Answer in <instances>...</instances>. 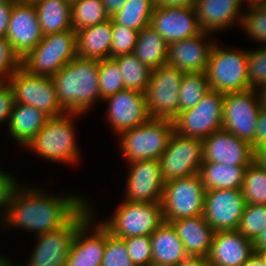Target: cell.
Wrapping results in <instances>:
<instances>
[{
    "instance_id": "6da1fadb",
    "label": "cell",
    "mask_w": 266,
    "mask_h": 266,
    "mask_svg": "<svg viewBox=\"0 0 266 266\" xmlns=\"http://www.w3.org/2000/svg\"><path fill=\"white\" fill-rule=\"evenodd\" d=\"M17 185L0 220L2 228L14 227L37 235L62 228L88 201L70 194L48 195L41 188Z\"/></svg>"
},
{
    "instance_id": "7a4b0ae2",
    "label": "cell",
    "mask_w": 266,
    "mask_h": 266,
    "mask_svg": "<svg viewBox=\"0 0 266 266\" xmlns=\"http://www.w3.org/2000/svg\"><path fill=\"white\" fill-rule=\"evenodd\" d=\"M98 69V60L77 56L52 77L58 101L67 113L82 116L101 100Z\"/></svg>"
},
{
    "instance_id": "3957f363",
    "label": "cell",
    "mask_w": 266,
    "mask_h": 266,
    "mask_svg": "<svg viewBox=\"0 0 266 266\" xmlns=\"http://www.w3.org/2000/svg\"><path fill=\"white\" fill-rule=\"evenodd\" d=\"M79 116L80 114L76 113H65L61 116L50 117L25 148L56 163L71 165L79 163L81 151L78 149L74 122Z\"/></svg>"
},
{
    "instance_id": "277c9868",
    "label": "cell",
    "mask_w": 266,
    "mask_h": 266,
    "mask_svg": "<svg viewBox=\"0 0 266 266\" xmlns=\"http://www.w3.org/2000/svg\"><path fill=\"white\" fill-rule=\"evenodd\" d=\"M223 47L215 43L209 56L206 74L210 89L224 95L249 90L248 49Z\"/></svg>"
},
{
    "instance_id": "5b68a950",
    "label": "cell",
    "mask_w": 266,
    "mask_h": 266,
    "mask_svg": "<svg viewBox=\"0 0 266 266\" xmlns=\"http://www.w3.org/2000/svg\"><path fill=\"white\" fill-rule=\"evenodd\" d=\"M75 57L77 35L72 29L43 36L36 47L21 59V66L33 75L53 77Z\"/></svg>"
},
{
    "instance_id": "8992f818",
    "label": "cell",
    "mask_w": 266,
    "mask_h": 266,
    "mask_svg": "<svg viewBox=\"0 0 266 266\" xmlns=\"http://www.w3.org/2000/svg\"><path fill=\"white\" fill-rule=\"evenodd\" d=\"M174 132L173 121L150 118L144 124L122 132L119 149L127 163L159 159Z\"/></svg>"
},
{
    "instance_id": "52a82bcc",
    "label": "cell",
    "mask_w": 266,
    "mask_h": 266,
    "mask_svg": "<svg viewBox=\"0 0 266 266\" xmlns=\"http://www.w3.org/2000/svg\"><path fill=\"white\" fill-rule=\"evenodd\" d=\"M110 217L99 222L119 239L150 236L164 222L161 203L123 200Z\"/></svg>"
},
{
    "instance_id": "ba28073f",
    "label": "cell",
    "mask_w": 266,
    "mask_h": 266,
    "mask_svg": "<svg viewBox=\"0 0 266 266\" xmlns=\"http://www.w3.org/2000/svg\"><path fill=\"white\" fill-rule=\"evenodd\" d=\"M91 205L87 202L62 228L37 235L36 246L25 266H66L77 229L93 214Z\"/></svg>"
},
{
    "instance_id": "9c48e42d",
    "label": "cell",
    "mask_w": 266,
    "mask_h": 266,
    "mask_svg": "<svg viewBox=\"0 0 266 266\" xmlns=\"http://www.w3.org/2000/svg\"><path fill=\"white\" fill-rule=\"evenodd\" d=\"M205 192L199 174L165 182L161 200L164 221L203 215Z\"/></svg>"
},
{
    "instance_id": "30bf717a",
    "label": "cell",
    "mask_w": 266,
    "mask_h": 266,
    "mask_svg": "<svg viewBox=\"0 0 266 266\" xmlns=\"http://www.w3.org/2000/svg\"><path fill=\"white\" fill-rule=\"evenodd\" d=\"M14 103H21L43 111L49 117L67 113L60 105L52 77L33 75L20 66L9 78Z\"/></svg>"
},
{
    "instance_id": "8fae6325",
    "label": "cell",
    "mask_w": 266,
    "mask_h": 266,
    "mask_svg": "<svg viewBox=\"0 0 266 266\" xmlns=\"http://www.w3.org/2000/svg\"><path fill=\"white\" fill-rule=\"evenodd\" d=\"M224 94L210 90L193 108L181 111L172 120L174 132L204 140L223 124Z\"/></svg>"
},
{
    "instance_id": "7c38bea8",
    "label": "cell",
    "mask_w": 266,
    "mask_h": 266,
    "mask_svg": "<svg viewBox=\"0 0 266 266\" xmlns=\"http://www.w3.org/2000/svg\"><path fill=\"white\" fill-rule=\"evenodd\" d=\"M184 72L170 65L152 70L145 95L151 118L173 120L179 113V90Z\"/></svg>"
},
{
    "instance_id": "4fadbf2b",
    "label": "cell",
    "mask_w": 266,
    "mask_h": 266,
    "mask_svg": "<svg viewBox=\"0 0 266 266\" xmlns=\"http://www.w3.org/2000/svg\"><path fill=\"white\" fill-rule=\"evenodd\" d=\"M158 160L164 182L199 174L203 163L202 140L173 132Z\"/></svg>"
},
{
    "instance_id": "5bb4252c",
    "label": "cell",
    "mask_w": 266,
    "mask_h": 266,
    "mask_svg": "<svg viewBox=\"0 0 266 266\" xmlns=\"http://www.w3.org/2000/svg\"><path fill=\"white\" fill-rule=\"evenodd\" d=\"M261 109L256 89L224 95L222 129L255 148V128Z\"/></svg>"
},
{
    "instance_id": "9a60e30c",
    "label": "cell",
    "mask_w": 266,
    "mask_h": 266,
    "mask_svg": "<svg viewBox=\"0 0 266 266\" xmlns=\"http://www.w3.org/2000/svg\"><path fill=\"white\" fill-rule=\"evenodd\" d=\"M245 206L242 189L207 190L203 216L214 232L234 231L239 227Z\"/></svg>"
},
{
    "instance_id": "2e32d148",
    "label": "cell",
    "mask_w": 266,
    "mask_h": 266,
    "mask_svg": "<svg viewBox=\"0 0 266 266\" xmlns=\"http://www.w3.org/2000/svg\"><path fill=\"white\" fill-rule=\"evenodd\" d=\"M104 101L108 104L105 116L117 136L126 130L144 124L151 118L145 93L124 89L105 98Z\"/></svg>"
},
{
    "instance_id": "e0dca14e",
    "label": "cell",
    "mask_w": 266,
    "mask_h": 266,
    "mask_svg": "<svg viewBox=\"0 0 266 266\" xmlns=\"http://www.w3.org/2000/svg\"><path fill=\"white\" fill-rule=\"evenodd\" d=\"M125 201L161 203L165 182L158 159L128 163Z\"/></svg>"
},
{
    "instance_id": "ac0fdd59",
    "label": "cell",
    "mask_w": 266,
    "mask_h": 266,
    "mask_svg": "<svg viewBox=\"0 0 266 266\" xmlns=\"http://www.w3.org/2000/svg\"><path fill=\"white\" fill-rule=\"evenodd\" d=\"M5 38L20 60L41 41L43 34L32 1L13 4Z\"/></svg>"
},
{
    "instance_id": "d6986e66",
    "label": "cell",
    "mask_w": 266,
    "mask_h": 266,
    "mask_svg": "<svg viewBox=\"0 0 266 266\" xmlns=\"http://www.w3.org/2000/svg\"><path fill=\"white\" fill-rule=\"evenodd\" d=\"M94 214L77 229L66 266H101L105 251V227L99 220L95 221Z\"/></svg>"
},
{
    "instance_id": "ffe728a7",
    "label": "cell",
    "mask_w": 266,
    "mask_h": 266,
    "mask_svg": "<svg viewBox=\"0 0 266 266\" xmlns=\"http://www.w3.org/2000/svg\"><path fill=\"white\" fill-rule=\"evenodd\" d=\"M150 26L167 44L194 37L202 32L195 7H155Z\"/></svg>"
},
{
    "instance_id": "44dd1931",
    "label": "cell",
    "mask_w": 266,
    "mask_h": 266,
    "mask_svg": "<svg viewBox=\"0 0 266 266\" xmlns=\"http://www.w3.org/2000/svg\"><path fill=\"white\" fill-rule=\"evenodd\" d=\"M203 162L248 166L252 162L251 144L225 129H220L202 140Z\"/></svg>"
},
{
    "instance_id": "7402d4cb",
    "label": "cell",
    "mask_w": 266,
    "mask_h": 266,
    "mask_svg": "<svg viewBox=\"0 0 266 266\" xmlns=\"http://www.w3.org/2000/svg\"><path fill=\"white\" fill-rule=\"evenodd\" d=\"M209 34L201 32L194 37L168 44L167 65L184 73L206 72L216 42L211 41L213 38L210 39Z\"/></svg>"
},
{
    "instance_id": "603a6c76",
    "label": "cell",
    "mask_w": 266,
    "mask_h": 266,
    "mask_svg": "<svg viewBox=\"0 0 266 266\" xmlns=\"http://www.w3.org/2000/svg\"><path fill=\"white\" fill-rule=\"evenodd\" d=\"M253 241L238 230L214 232L207 260L212 266H241L253 254Z\"/></svg>"
},
{
    "instance_id": "cb8c5ba5",
    "label": "cell",
    "mask_w": 266,
    "mask_h": 266,
    "mask_svg": "<svg viewBox=\"0 0 266 266\" xmlns=\"http://www.w3.org/2000/svg\"><path fill=\"white\" fill-rule=\"evenodd\" d=\"M194 7L202 32H221L235 23L241 26L243 13L238 0H196Z\"/></svg>"
},
{
    "instance_id": "d4e9b609",
    "label": "cell",
    "mask_w": 266,
    "mask_h": 266,
    "mask_svg": "<svg viewBox=\"0 0 266 266\" xmlns=\"http://www.w3.org/2000/svg\"><path fill=\"white\" fill-rule=\"evenodd\" d=\"M170 223L183 242L188 256L208 257L214 230L203 215L182 218Z\"/></svg>"
},
{
    "instance_id": "484cf974",
    "label": "cell",
    "mask_w": 266,
    "mask_h": 266,
    "mask_svg": "<svg viewBox=\"0 0 266 266\" xmlns=\"http://www.w3.org/2000/svg\"><path fill=\"white\" fill-rule=\"evenodd\" d=\"M152 265L174 266L188 257L184 244L169 222H163L151 235Z\"/></svg>"
},
{
    "instance_id": "4316f807",
    "label": "cell",
    "mask_w": 266,
    "mask_h": 266,
    "mask_svg": "<svg viewBox=\"0 0 266 266\" xmlns=\"http://www.w3.org/2000/svg\"><path fill=\"white\" fill-rule=\"evenodd\" d=\"M77 56L85 59L111 58L112 18L76 32Z\"/></svg>"
},
{
    "instance_id": "83f0119b",
    "label": "cell",
    "mask_w": 266,
    "mask_h": 266,
    "mask_svg": "<svg viewBox=\"0 0 266 266\" xmlns=\"http://www.w3.org/2000/svg\"><path fill=\"white\" fill-rule=\"evenodd\" d=\"M49 118L47 114L33 106L14 103L7 122L8 134L24 148Z\"/></svg>"
},
{
    "instance_id": "f1b7e54d",
    "label": "cell",
    "mask_w": 266,
    "mask_h": 266,
    "mask_svg": "<svg viewBox=\"0 0 266 266\" xmlns=\"http://www.w3.org/2000/svg\"><path fill=\"white\" fill-rule=\"evenodd\" d=\"M43 36L72 30L71 2L68 0H31Z\"/></svg>"
},
{
    "instance_id": "f546056e",
    "label": "cell",
    "mask_w": 266,
    "mask_h": 266,
    "mask_svg": "<svg viewBox=\"0 0 266 266\" xmlns=\"http://www.w3.org/2000/svg\"><path fill=\"white\" fill-rule=\"evenodd\" d=\"M247 166L203 162L199 175L205 190L241 189Z\"/></svg>"
},
{
    "instance_id": "4dcf8cb0",
    "label": "cell",
    "mask_w": 266,
    "mask_h": 266,
    "mask_svg": "<svg viewBox=\"0 0 266 266\" xmlns=\"http://www.w3.org/2000/svg\"><path fill=\"white\" fill-rule=\"evenodd\" d=\"M167 51V42L150 25L138 33L133 54L150 70L167 64Z\"/></svg>"
},
{
    "instance_id": "1f68e13d",
    "label": "cell",
    "mask_w": 266,
    "mask_h": 266,
    "mask_svg": "<svg viewBox=\"0 0 266 266\" xmlns=\"http://www.w3.org/2000/svg\"><path fill=\"white\" fill-rule=\"evenodd\" d=\"M123 76L125 89L145 93L149 85L151 71L133 53L112 58Z\"/></svg>"
},
{
    "instance_id": "d6a6232c",
    "label": "cell",
    "mask_w": 266,
    "mask_h": 266,
    "mask_svg": "<svg viewBox=\"0 0 266 266\" xmlns=\"http://www.w3.org/2000/svg\"><path fill=\"white\" fill-rule=\"evenodd\" d=\"M154 8L153 0H128L111 18L117 24L140 32L150 25Z\"/></svg>"
},
{
    "instance_id": "836d02e7",
    "label": "cell",
    "mask_w": 266,
    "mask_h": 266,
    "mask_svg": "<svg viewBox=\"0 0 266 266\" xmlns=\"http://www.w3.org/2000/svg\"><path fill=\"white\" fill-rule=\"evenodd\" d=\"M110 19L101 0H75L71 2V25L77 32L83 28Z\"/></svg>"
},
{
    "instance_id": "e575fe53",
    "label": "cell",
    "mask_w": 266,
    "mask_h": 266,
    "mask_svg": "<svg viewBox=\"0 0 266 266\" xmlns=\"http://www.w3.org/2000/svg\"><path fill=\"white\" fill-rule=\"evenodd\" d=\"M210 90L206 72L184 73L179 90V112L195 107Z\"/></svg>"
},
{
    "instance_id": "d590c367",
    "label": "cell",
    "mask_w": 266,
    "mask_h": 266,
    "mask_svg": "<svg viewBox=\"0 0 266 266\" xmlns=\"http://www.w3.org/2000/svg\"><path fill=\"white\" fill-rule=\"evenodd\" d=\"M241 189L246 203L266 205V171L251 162L246 167Z\"/></svg>"
},
{
    "instance_id": "8d00e7d4",
    "label": "cell",
    "mask_w": 266,
    "mask_h": 266,
    "mask_svg": "<svg viewBox=\"0 0 266 266\" xmlns=\"http://www.w3.org/2000/svg\"><path fill=\"white\" fill-rule=\"evenodd\" d=\"M98 75L101 101L125 89L122 73L112 58L99 60Z\"/></svg>"
},
{
    "instance_id": "74e56055",
    "label": "cell",
    "mask_w": 266,
    "mask_h": 266,
    "mask_svg": "<svg viewBox=\"0 0 266 266\" xmlns=\"http://www.w3.org/2000/svg\"><path fill=\"white\" fill-rule=\"evenodd\" d=\"M266 228V205L246 203L238 231L254 241Z\"/></svg>"
},
{
    "instance_id": "f35d334b",
    "label": "cell",
    "mask_w": 266,
    "mask_h": 266,
    "mask_svg": "<svg viewBox=\"0 0 266 266\" xmlns=\"http://www.w3.org/2000/svg\"><path fill=\"white\" fill-rule=\"evenodd\" d=\"M249 39L266 45V10L261 6L248 8L243 12L241 26Z\"/></svg>"
},
{
    "instance_id": "ab89813d",
    "label": "cell",
    "mask_w": 266,
    "mask_h": 266,
    "mask_svg": "<svg viewBox=\"0 0 266 266\" xmlns=\"http://www.w3.org/2000/svg\"><path fill=\"white\" fill-rule=\"evenodd\" d=\"M101 266H134L122 239L112 236L105 228V251Z\"/></svg>"
},
{
    "instance_id": "60d3db41",
    "label": "cell",
    "mask_w": 266,
    "mask_h": 266,
    "mask_svg": "<svg viewBox=\"0 0 266 266\" xmlns=\"http://www.w3.org/2000/svg\"><path fill=\"white\" fill-rule=\"evenodd\" d=\"M138 31L117 24L112 19L111 58L123 54H131L137 43Z\"/></svg>"
},
{
    "instance_id": "b9f144b4",
    "label": "cell",
    "mask_w": 266,
    "mask_h": 266,
    "mask_svg": "<svg viewBox=\"0 0 266 266\" xmlns=\"http://www.w3.org/2000/svg\"><path fill=\"white\" fill-rule=\"evenodd\" d=\"M266 81V45L248 50V82L250 89H257Z\"/></svg>"
},
{
    "instance_id": "7bdbcfd3",
    "label": "cell",
    "mask_w": 266,
    "mask_h": 266,
    "mask_svg": "<svg viewBox=\"0 0 266 266\" xmlns=\"http://www.w3.org/2000/svg\"><path fill=\"white\" fill-rule=\"evenodd\" d=\"M134 266L152 265L150 236H136L122 239Z\"/></svg>"
},
{
    "instance_id": "ee69618b",
    "label": "cell",
    "mask_w": 266,
    "mask_h": 266,
    "mask_svg": "<svg viewBox=\"0 0 266 266\" xmlns=\"http://www.w3.org/2000/svg\"><path fill=\"white\" fill-rule=\"evenodd\" d=\"M21 66L20 58L13 52L5 37L0 38V82L6 83Z\"/></svg>"
},
{
    "instance_id": "f6af8a7d",
    "label": "cell",
    "mask_w": 266,
    "mask_h": 266,
    "mask_svg": "<svg viewBox=\"0 0 266 266\" xmlns=\"http://www.w3.org/2000/svg\"><path fill=\"white\" fill-rule=\"evenodd\" d=\"M16 179L17 178H15L10 173L4 170L2 171V168L0 169V208L2 207V210L4 211H2L1 213V218H3L6 212L8 201L13 189L19 184Z\"/></svg>"
},
{
    "instance_id": "bcb514c9",
    "label": "cell",
    "mask_w": 266,
    "mask_h": 266,
    "mask_svg": "<svg viewBox=\"0 0 266 266\" xmlns=\"http://www.w3.org/2000/svg\"><path fill=\"white\" fill-rule=\"evenodd\" d=\"M14 105V94L11 86L6 83L0 85V124L8 122Z\"/></svg>"
},
{
    "instance_id": "7dc6e473",
    "label": "cell",
    "mask_w": 266,
    "mask_h": 266,
    "mask_svg": "<svg viewBox=\"0 0 266 266\" xmlns=\"http://www.w3.org/2000/svg\"><path fill=\"white\" fill-rule=\"evenodd\" d=\"M266 145V111L260 109L255 128V148Z\"/></svg>"
},
{
    "instance_id": "c3c4849f",
    "label": "cell",
    "mask_w": 266,
    "mask_h": 266,
    "mask_svg": "<svg viewBox=\"0 0 266 266\" xmlns=\"http://www.w3.org/2000/svg\"><path fill=\"white\" fill-rule=\"evenodd\" d=\"M12 7L13 4L11 3H0V38L7 34Z\"/></svg>"
},
{
    "instance_id": "681fc988",
    "label": "cell",
    "mask_w": 266,
    "mask_h": 266,
    "mask_svg": "<svg viewBox=\"0 0 266 266\" xmlns=\"http://www.w3.org/2000/svg\"><path fill=\"white\" fill-rule=\"evenodd\" d=\"M196 0H153L155 7H194Z\"/></svg>"
},
{
    "instance_id": "f907efd6",
    "label": "cell",
    "mask_w": 266,
    "mask_h": 266,
    "mask_svg": "<svg viewBox=\"0 0 266 266\" xmlns=\"http://www.w3.org/2000/svg\"><path fill=\"white\" fill-rule=\"evenodd\" d=\"M252 162L257 165L260 169L266 171V146H259L253 148Z\"/></svg>"
},
{
    "instance_id": "816d5d0a",
    "label": "cell",
    "mask_w": 266,
    "mask_h": 266,
    "mask_svg": "<svg viewBox=\"0 0 266 266\" xmlns=\"http://www.w3.org/2000/svg\"><path fill=\"white\" fill-rule=\"evenodd\" d=\"M128 0H101L108 16L113 17Z\"/></svg>"
},
{
    "instance_id": "f5cc1de1",
    "label": "cell",
    "mask_w": 266,
    "mask_h": 266,
    "mask_svg": "<svg viewBox=\"0 0 266 266\" xmlns=\"http://www.w3.org/2000/svg\"><path fill=\"white\" fill-rule=\"evenodd\" d=\"M174 266H212L207 258L188 256Z\"/></svg>"
},
{
    "instance_id": "db71d44e",
    "label": "cell",
    "mask_w": 266,
    "mask_h": 266,
    "mask_svg": "<svg viewBox=\"0 0 266 266\" xmlns=\"http://www.w3.org/2000/svg\"><path fill=\"white\" fill-rule=\"evenodd\" d=\"M253 245H254V251L266 250V228L253 241Z\"/></svg>"
},
{
    "instance_id": "11a10c76",
    "label": "cell",
    "mask_w": 266,
    "mask_h": 266,
    "mask_svg": "<svg viewBox=\"0 0 266 266\" xmlns=\"http://www.w3.org/2000/svg\"><path fill=\"white\" fill-rule=\"evenodd\" d=\"M241 266H264L261 258L254 253L247 261H245Z\"/></svg>"
},
{
    "instance_id": "9f6ffc18",
    "label": "cell",
    "mask_w": 266,
    "mask_h": 266,
    "mask_svg": "<svg viewBox=\"0 0 266 266\" xmlns=\"http://www.w3.org/2000/svg\"><path fill=\"white\" fill-rule=\"evenodd\" d=\"M260 100L261 109L266 111V89H256Z\"/></svg>"
},
{
    "instance_id": "6f0895ef",
    "label": "cell",
    "mask_w": 266,
    "mask_h": 266,
    "mask_svg": "<svg viewBox=\"0 0 266 266\" xmlns=\"http://www.w3.org/2000/svg\"><path fill=\"white\" fill-rule=\"evenodd\" d=\"M265 0H246V3L248 5H246L247 8H251V7H256V6H261L262 3ZM240 6L242 7V5L244 4L243 2H245L244 0H238Z\"/></svg>"
},
{
    "instance_id": "680465c9",
    "label": "cell",
    "mask_w": 266,
    "mask_h": 266,
    "mask_svg": "<svg viewBox=\"0 0 266 266\" xmlns=\"http://www.w3.org/2000/svg\"><path fill=\"white\" fill-rule=\"evenodd\" d=\"M0 266H18V264H14L10 259L0 254Z\"/></svg>"
},
{
    "instance_id": "91938a15",
    "label": "cell",
    "mask_w": 266,
    "mask_h": 266,
    "mask_svg": "<svg viewBox=\"0 0 266 266\" xmlns=\"http://www.w3.org/2000/svg\"><path fill=\"white\" fill-rule=\"evenodd\" d=\"M255 253L261 258L264 263V266H266V250L255 251Z\"/></svg>"
},
{
    "instance_id": "94428289",
    "label": "cell",
    "mask_w": 266,
    "mask_h": 266,
    "mask_svg": "<svg viewBox=\"0 0 266 266\" xmlns=\"http://www.w3.org/2000/svg\"><path fill=\"white\" fill-rule=\"evenodd\" d=\"M19 2V0H0V3H11V4H15Z\"/></svg>"
},
{
    "instance_id": "6125c7cd",
    "label": "cell",
    "mask_w": 266,
    "mask_h": 266,
    "mask_svg": "<svg viewBox=\"0 0 266 266\" xmlns=\"http://www.w3.org/2000/svg\"><path fill=\"white\" fill-rule=\"evenodd\" d=\"M257 89H266V81H265V83L263 84V86H261V87H259V88H257Z\"/></svg>"
},
{
    "instance_id": "be15d7a7",
    "label": "cell",
    "mask_w": 266,
    "mask_h": 266,
    "mask_svg": "<svg viewBox=\"0 0 266 266\" xmlns=\"http://www.w3.org/2000/svg\"><path fill=\"white\" fill-rule=\"evenodd\" d=\"M262 6L265 8L266 10V0L262 3Z\"/></svg>"
}]
</instances>
